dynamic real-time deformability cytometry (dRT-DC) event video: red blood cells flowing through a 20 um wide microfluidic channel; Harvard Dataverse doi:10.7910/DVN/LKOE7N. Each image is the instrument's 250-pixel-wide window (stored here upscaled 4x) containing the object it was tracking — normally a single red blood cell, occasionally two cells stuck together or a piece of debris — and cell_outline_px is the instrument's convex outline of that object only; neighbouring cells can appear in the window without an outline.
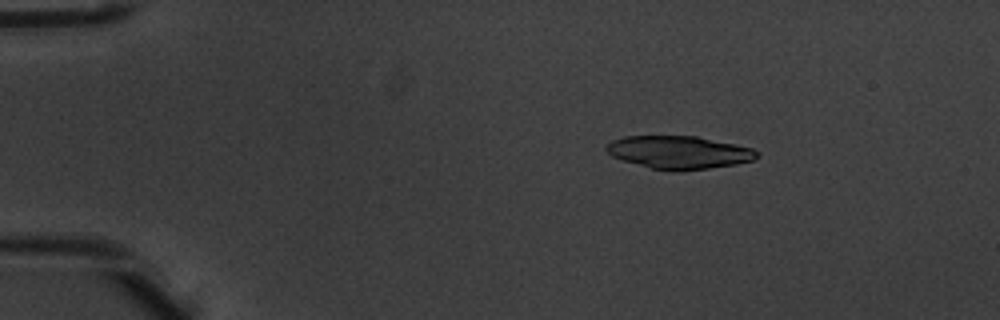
{"species": "common noctule bat (a hibernating species)", "species_latin": "Nyctalus noctula", "temperature_condition": "warm", "stored_images_in_passage": 5, "camera_frame_rate_fps": 3000, "um_per_image_px": 0.085, "animal": {"sex": "male", "body_mass_g": 20.1, "forearm_length_mm": 53.5}, "frame": {"image": 1, "passage_image": 3, "time_ms": 0.667, "image_size_px": [1000, 320], "cell_outline_px": [[760, 156], [756, 160], [736, 164], [680, 172], [676, 172], [652, 168], [620, 160], [612, 156], [604, 148], [612, 140], [624, 136], [696, 136], [736, 144], [752, 148]], "centroid_in_image_um": [57.72, 12.96], "position_along_channel_um": 27.3, "area_um2": 29.07}}